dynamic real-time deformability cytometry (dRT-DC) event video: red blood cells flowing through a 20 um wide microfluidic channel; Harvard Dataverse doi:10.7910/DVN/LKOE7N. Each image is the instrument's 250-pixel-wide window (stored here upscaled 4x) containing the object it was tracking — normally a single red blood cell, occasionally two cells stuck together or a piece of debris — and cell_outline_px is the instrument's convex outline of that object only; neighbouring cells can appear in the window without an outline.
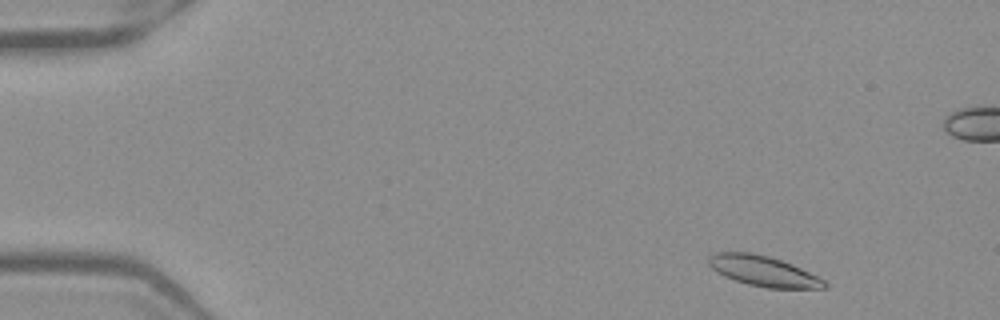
{"species": "Egyptian fruit bat (a non-hibernating species)", "species_latin": "Rousettus aegyptiacus", "temperature_condition": "warm", "stored_images_in_passage": 50, "camera_frame_rate_fps": 3000, "um_per_image_px": 0.085, "frame": {"image": 1, "passage_image": 3, "time_ms": 0.667, "image_size_px": [1000, 320], "cell_outline_px": [[828, 284], [824, 288], [768, 288], [748, 284], [724, 276], [716, 272], [708, 264], [708, 256], [716, 252], [748, 252], [768, 256], [792, 264], [824, 280]], "centroid_in_image_um": [64.84, 23.03], "position_along_channel_um": 20.2, "area_um2": 20.23}}
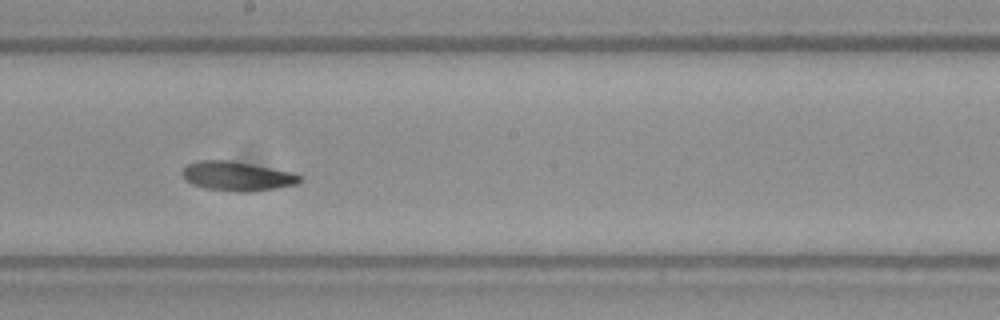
{"frame": {"image": 2, "passage_image": 27, "time_ms": 8.667, "image_size_px": [1000, 320], "cell_outline_px": [[304, 176], [296, 184], [276, 188], [244, 192], [236, 192], [204, 188], [192, 184], [184, 180], [180, 172], [188, 164], [196, 160], [232, 160], [292, 172]], "centroid_in_image_um": [20.11, 14.96], "position_along_channel_um": 228.1, "area_um2": 20.23}}
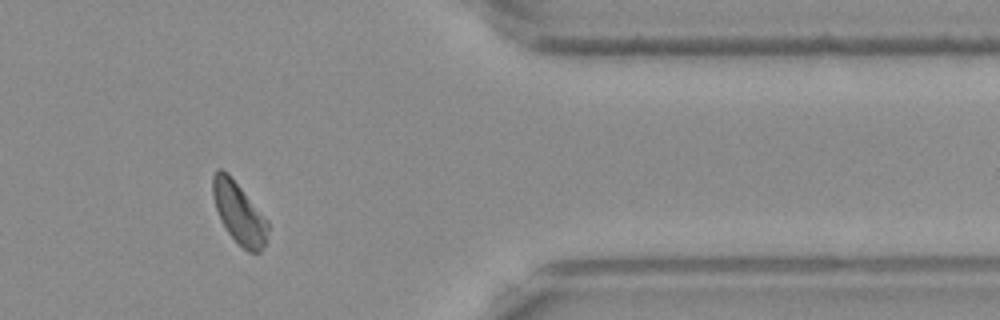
{"frame": {"image": 3, "passage_image": 41, "time_ms": 13.333, "image_size_px": [1000, 320], "cell_outline_px": [[268, 228], [264, 244], [260, 252], [248, 252], [228, 232], [220, 220], [212, 196], [212, 176], [216, 168], [220, 168], [228, 172], [268, 220]], "centroid_in_image_um": [20.28, 18.04], "position_along_channel_um": 391.1, "area_um2": 19.59}, "authors_computed_cell_mechanics": {"area_um2": 20.1722, "velocity_mm_per_s": 3.9074, "shape_relaxation_time_tau1_ms": 8.4523, "shape_relaxation_time_tau2_ms": null, "deformation_change_tau1": 0.162, "deformation_change_tau2": null}}